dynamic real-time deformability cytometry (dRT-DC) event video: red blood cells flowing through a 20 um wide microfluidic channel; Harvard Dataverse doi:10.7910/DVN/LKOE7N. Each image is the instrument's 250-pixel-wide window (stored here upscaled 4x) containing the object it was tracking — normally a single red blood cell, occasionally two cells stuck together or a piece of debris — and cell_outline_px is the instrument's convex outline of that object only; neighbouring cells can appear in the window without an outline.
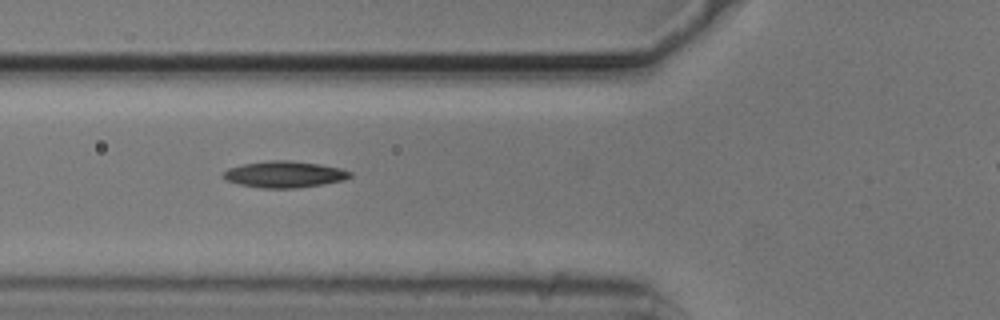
{"species": "common noctule bat (a hibernating species)", "species_latin": "Nyctalus noctula", "temperature_condition": "cold", "stored_images_in_passage": 11, "camera_frame_rate_fps": 3000, "um_per_image_px": 0.085, "animal": {"sex": "male", "body_mass_g": 20.5, "forearm_length_mm": 52.5}, "frame": {"image": 1, "passage_image": 10, "time_ms": 3.0, "image_size_px": [1000, 320], "cell_outline_px": [[352, 176], [344, 180], [324, 184], [296, 188], [260, 188], [240, 184], [228, 180], [220, 176], [228, 168], [244, 164], [268, 160], [288, 160], [320, 164], [340, 168], [352, 172]], "centroid_in_image_um": [24.19, 14.82], "position_along_channel_um": 101.6, "area_um2": 19.54}}